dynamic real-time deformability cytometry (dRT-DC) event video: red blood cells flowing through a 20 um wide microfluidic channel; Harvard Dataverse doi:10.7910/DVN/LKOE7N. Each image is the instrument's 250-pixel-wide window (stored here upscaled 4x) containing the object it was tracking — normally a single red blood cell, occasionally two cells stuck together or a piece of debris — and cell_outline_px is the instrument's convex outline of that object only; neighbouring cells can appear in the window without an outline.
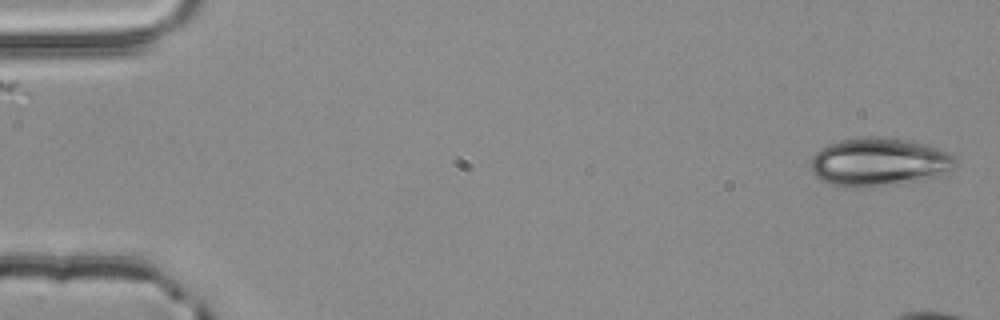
{"species": "common noctule bat (a hibernating species)", "species_latin": "Nyctalus noctula", "temperature_condition": "room temperature", "stored_images_in_passage": 5, "camera_frame_rate_fps": 3000, "um_per_image_px": 0.085, "animal": {"sex": "male", "body_mass_g": 20.4}, "frame": {"image": 1, "passage_image": 1, "time_ms": 0.0, "image_size_px": [1000, 320], "cell_outline_px": [[956, 164], [952, 168], [936, 176], [920, 180], [896, 184], [832, 184], [820, 180], [812, 172], [812, 156], [820, 148], [828, 144], [840, 140], [860, 136], [884, 136], [924, 144], [936, 148], [952, 156], [956, 160]], "centroid_in_image_um": [74.68, 13.72], "position_along_channel_um": 10.3, "area_um2": 39.54}}